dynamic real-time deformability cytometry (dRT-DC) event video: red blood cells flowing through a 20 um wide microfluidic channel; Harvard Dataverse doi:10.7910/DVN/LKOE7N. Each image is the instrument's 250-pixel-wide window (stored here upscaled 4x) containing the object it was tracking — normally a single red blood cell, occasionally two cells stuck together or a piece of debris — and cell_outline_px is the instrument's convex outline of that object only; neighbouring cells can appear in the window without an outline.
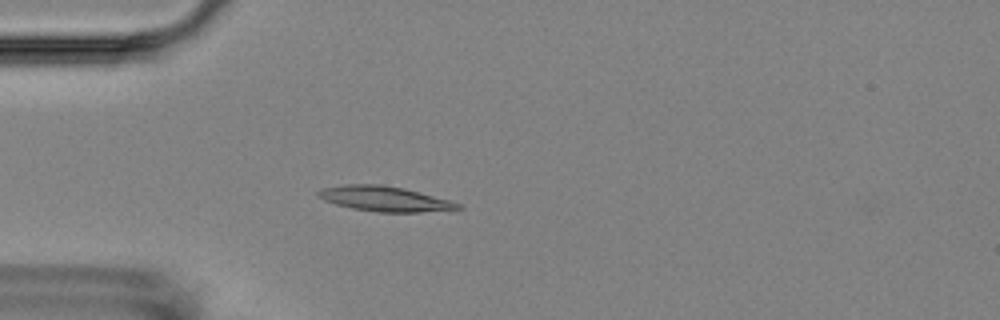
{"species": "Egyptian fruit bat (a non-hibernating species)", "species_latin": "Rousettus aegyptiacus", "temperature_condition": "room temperature", "stored_images_in_passage": 3, "camera_frame_rate_fps": 3000, "um_per_image_px": 0.085, "animal": {"sex": "female"}, "frame": {"image": 1, "passage_image": 3, "time_ms": 3.0, "image_size_px": [1000, 320], "cell_outline_px": [[464, 208], [420, 212], [380, 212], [352, 208], [336, 204], [324, 200], [316, 196], [316, 192], [324, 188], [348, 184], [380, 184], [404, 188], [448, 200], [460, 204]], "centroid_in_image_um": [32.66, 16.89], "position_along_channel_um": 52.3, "area_um2": 20.11}}